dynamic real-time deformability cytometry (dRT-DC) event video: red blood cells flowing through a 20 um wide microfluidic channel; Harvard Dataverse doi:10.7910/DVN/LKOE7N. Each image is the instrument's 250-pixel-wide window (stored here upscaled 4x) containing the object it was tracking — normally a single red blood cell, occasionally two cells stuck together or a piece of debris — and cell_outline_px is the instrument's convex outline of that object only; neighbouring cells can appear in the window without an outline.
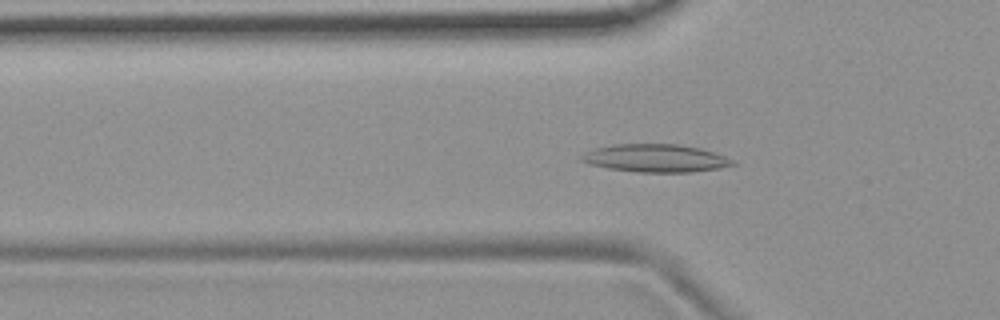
{"species": "common noctule bat (a hibernating species)", "species_latin": "Nyctalus noctula", "temperature_condition": "room temperature", "stored_images_in_passage": 55, "camera_frame_rate_fps": 3000, "um_per_image_px": 0.085, "animal": {"sex": "female", "body_mass_g": 19.9}, "frame": {"image": 1, "passage_image": 17, "time_ms": 5.333, "image_size_px": [1000, 320], "cell_outline_px": [[736, 164], [720, 168], [692, 172], [636, 172], [608, 168], [588, 164], [580, 160], [580, 156], [584, 152], [596, 148], [612, 144], [676, 144], [700, 148], [724, 156], [732, 160]], "centroid_in_image_um": [55.68, 13.45], "position_along_channel_um": 70.1, "area_um2": 24.51}}
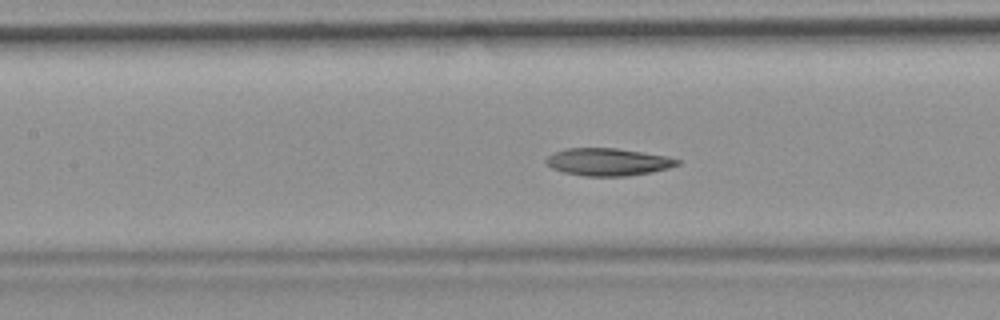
{"frame": {"image": 2, "passage_image": 24, "time_ms": 7.667, "image_size_px": [1000, 320], "cell_outline_px": [[680, 164], [668, 168], [652, 172], [628, 176], [584, 176], [564, 172], [552, 168], [544, 164], [544, 160], [548, 156], [564, 148], [616, 148], [668, 156], [680, 160]], "centroid_in_image_um": [51.67, 13.76], "position_along_channel_um": 155.7, "area_um2": 21.1}}
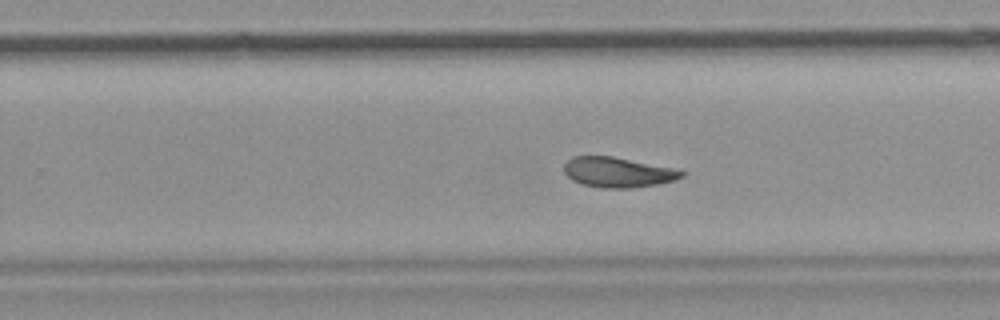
{"frame": {"image": 3, "passage_image": 34, "time_ms": 11.0, "image_size_px": [1000, 320], "cell_outline_px": [[684, 176], [676, 180], [656, 184], [632, 188], [600, 188], [584, 184], [572, 180], [564, 172], [564, 164], [572, 156], [612, 156], [680, 168], [684, 172]], "centroid_in_image_um": [52.57, 14.63], "position_along_channel_um": 277.2, "area_um2": 20.92}, "authors_computed_cell_mechanics": {"area_um2": 22.0218, "velocity_mm_per_s": 3.6731, "shape_relaxation_time_tau1_ms": 9.4876, "shape_relaxation_time_tau2_ms": 5.038, "deformation_change_tau1": 0.1935, "deformation_change_tau2": 0.1202}}